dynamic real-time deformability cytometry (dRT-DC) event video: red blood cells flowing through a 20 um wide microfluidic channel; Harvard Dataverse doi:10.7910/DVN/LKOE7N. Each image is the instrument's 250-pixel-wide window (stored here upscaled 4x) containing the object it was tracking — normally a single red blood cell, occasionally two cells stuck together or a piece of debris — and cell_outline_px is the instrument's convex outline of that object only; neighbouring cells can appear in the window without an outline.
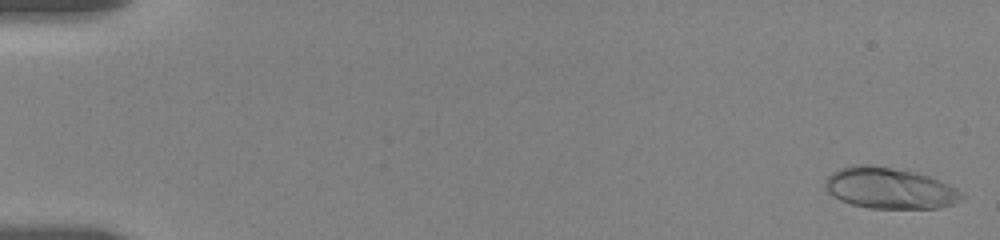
{"species": "human", "species_latin": "Homo sapiens", "temperature_condition": "room temperature", "stored_images_in_passage": 12, "camera_frame_rate_fps": 3000, "um_per_image_px": 0.085, "donor": {"sex": "female"}, "frame": {"image": 1, "passage_image": 1, "time_ms": 0.0, "image_size_px": [1000, 240], "cell_outline_px": [[964, 196], [952, 204], [936, 208], [868, 208], [852, 204], [840, 200], [832, 196], [824, 188], [824, 180], [832, 172], [840, 168], [852, 164], [872, 164], [912, 172], [928, 176], [948, 184], [956, 188]], "centroid_in_image_um": [75.54, 15.99], "position_along_channel_um": 9.5, "area_um2": 32.6}}
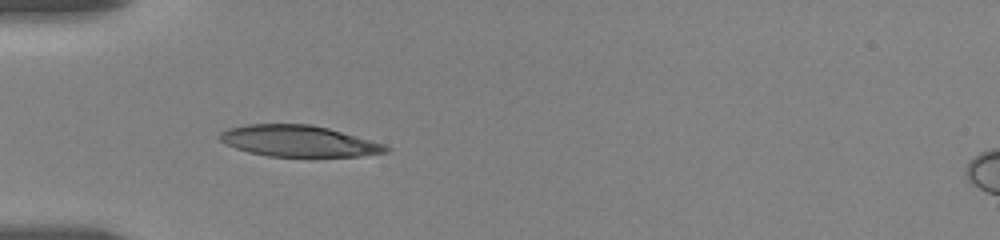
{"frame": {"image": 2, "passage_image": 9, "time_ms": 5.667, "image_size_px": [1000, 240], "cell_outline_px": [[392, 148], [388, 152], [360, 156], [312, 160], [268, 156], [248, 152], [236, 148], [220, 140], [220, 132], [228, 128], [248, 124], [308, 124], [328, 128], [384, 144]], "centroid_in_image_um": [25.44, 12.05], "position_along_channel_um": 59.6, "area_um2": 31.27}}
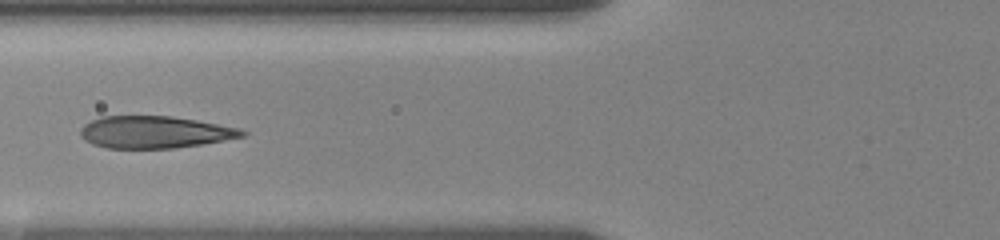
{"frame": {"image": 3, "passage_image": 11, "time_ms": 7.333, "image_size_px": [1000, 240], "cell_outline_px": [[248, 132], [244, 136], [200, 144], [172, 148], [108, 148], [92, 144], [84, 140], [80, 136], [80, 128], [84, 124], [100, 116], [172, 116], [196, 120], [240, 128]], "centroid_in_image_um": [13.1, 11.22], "position_along_channel_um": 112.7, "area_um2": 30.17}}